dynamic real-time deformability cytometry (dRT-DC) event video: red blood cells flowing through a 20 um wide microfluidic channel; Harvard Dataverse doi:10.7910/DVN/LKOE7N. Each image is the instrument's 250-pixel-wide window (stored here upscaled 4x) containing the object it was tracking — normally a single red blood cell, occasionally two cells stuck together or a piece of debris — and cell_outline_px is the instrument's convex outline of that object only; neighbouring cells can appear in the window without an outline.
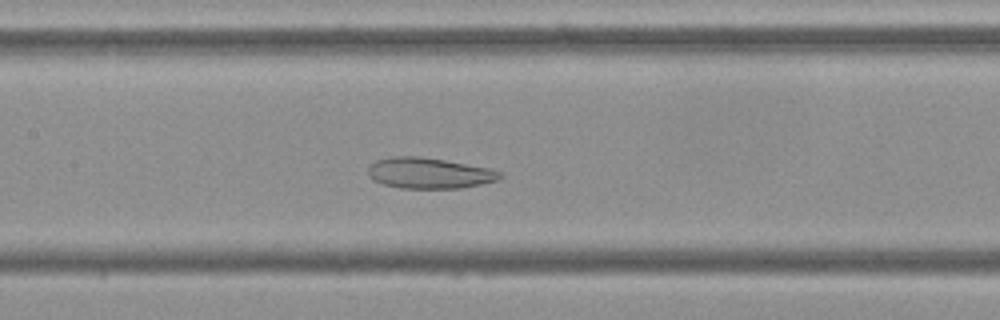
{"species": "Egyptian fruit bat (a non-hibernating species)", "species_latin": "Rousettus aegyptiacus", "temperature_condition": "cold", "stored_images_in_passage": 54, "camera_frame_rate_fps": 3000, "um_per_image_px": 0.085, "frame": {"image": 1, "passage_image": 25, "time_ms": 8.0, "image_size_px": [1000, 320], "cell_outline_px": [[504, 176], [500, 180], [460, 188], [400, 188], [384, 184], [372, 180], [368, 176], [368, 168], [376, 160], [392, 156], [420, 156], [492, 168], [504, 172]], "centroid_in_image_um": [36.53, 14.71], "position_along_channel_um": 170.9, "area_um2": 23.93}}
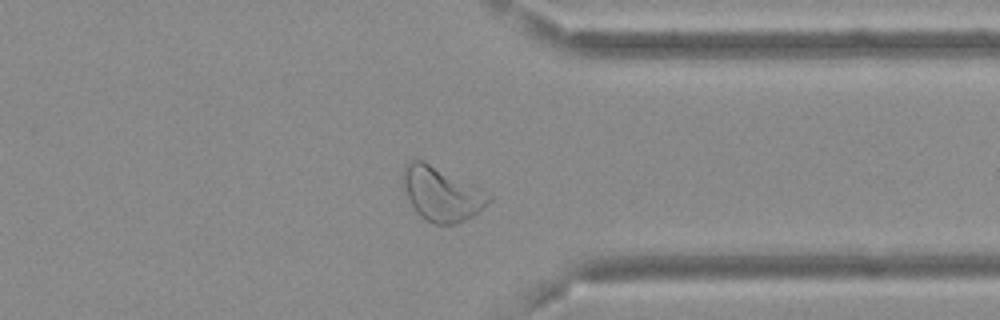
{"frame": {"image": 2, "passage_image": 42, "time_ms": 13.667, "image_size_px": [1000, 320], "cell_outline_px": [[492, 200], [472, 216], [456, 224], [436, 224], [424, 220], [416, 212], [404, 188], [404, 164], [408, 160], [424, 160], [492, 192]], "centroid_in_image_um": [37.59, 16.46], "position_along_channel_um": 373.8, "area_um2": 27.28}}
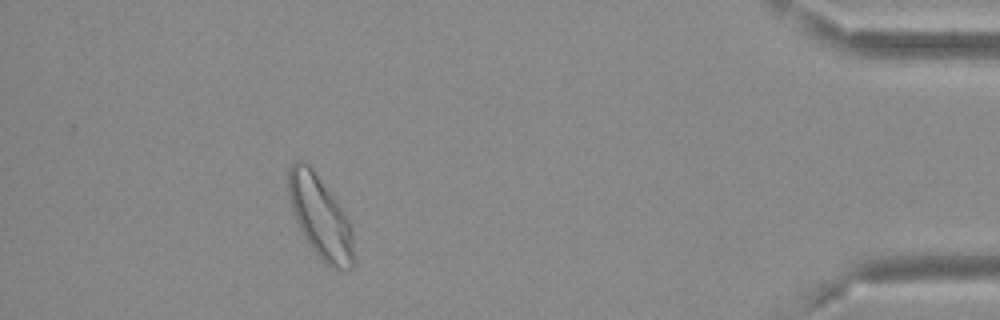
{"frame": {"image": 3, "passage_image": 49, "time_ms": 16.0, "image_size_px": [1000, 320], "cell_outline_px": [[356, 260], [352, 268], [340, 272], [332, 268], [316, 252], [304, 236], [296, 220], [292, 208], [288, 192], [288, 168], [296, 160], [304, 160], [312, 168], [344, 212], [352, 228]], "centroid_in_image_um": [27.26, 18.48], "position_along_channel_um": 407.9, "area_um2": 31.1}, "authors_computed_cell_mechanics": {"area_um2": 29.2468, "velocity_mm_per_s": 3.6505, "shape_relaxation_time_tau1_ms": null, "shape_relaxation_time_tau2_ms": 2.0061, "deformation_change_tau1": null, "deformation_change_tau2": 0.0864}}